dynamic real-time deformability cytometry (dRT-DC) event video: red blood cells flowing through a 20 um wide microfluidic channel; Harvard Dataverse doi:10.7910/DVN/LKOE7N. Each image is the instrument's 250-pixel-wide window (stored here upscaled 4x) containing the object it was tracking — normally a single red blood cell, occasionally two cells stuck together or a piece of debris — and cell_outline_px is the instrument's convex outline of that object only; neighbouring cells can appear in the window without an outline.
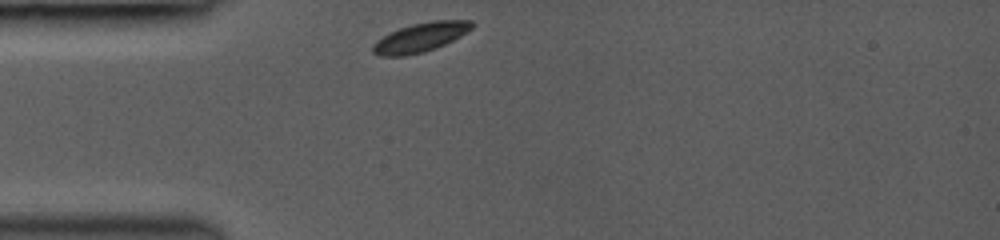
{"species": "common noctule bat (a hibernating species)", "species_latin": "Nyctalus noctula", "temperature_condition": "room temperature", "stored_images_in_passage": 9, "camera_frame_rate_fps": 3000, "um_per_image_px": 0.085, "animal": {"sex": "female", "body_mass_g": 19.0, "forearm_length_mm": 53.3}, "frame": {"image": 1, "passage_image": 1, "time_ms": 0.0, "image_size_px": [1000, 240], "cell_outline_px": [[476, 24], [472, 28], [460, 36], [436, 48], [424, 52], [404, 56], [380, 56], [372, 52], [372, 44], [376, 40], [400, 28], [412, 24], [432, 20], [472, 20]], "centroid_in_image_um": [35.75, 3.17], "position_along_channel_um": 49.3, "area_um2": 16.82}}
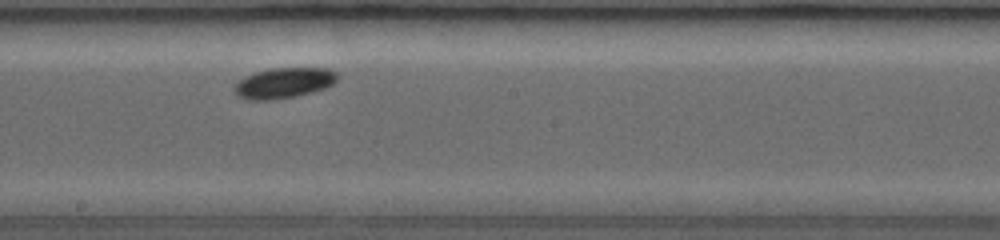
{"frame": {"image": 2, "passage_image": 6, "time_ms": 4.667, "image_size_px": [1000, 240], "cell_outline_px": [[340, 76], [328, 88], [296, 96], [272, 100], [248, 100], [236, 96], [232, 88], [244, 76], [252, 72], [268, 68], [328, 68], [336, 72]], "centroid_in_image_um": [24.11, 7.05], "position_along_channel_um": 224.1, "area_um2": 18.73}}
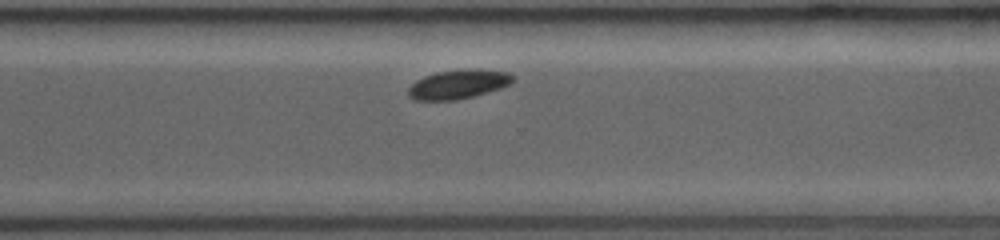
{"frame": {"image": 3, "passage_image": 9, "time_ms": 7.333, "image_size_px": [1000, 240], "cell_outline_px": [[516, 76], [512, 84], [500, 88], [472, 96], [456, 100], [416, 100], [408, 96], [408, 88], [416, 80], [424, 76], [436, 72], [464, 68], [476, 68], [508, 72]], "centroid_in_image_um": [38.98, 7.14], "position_along_channel_um": 331.6, "area_um2": 17.98}}